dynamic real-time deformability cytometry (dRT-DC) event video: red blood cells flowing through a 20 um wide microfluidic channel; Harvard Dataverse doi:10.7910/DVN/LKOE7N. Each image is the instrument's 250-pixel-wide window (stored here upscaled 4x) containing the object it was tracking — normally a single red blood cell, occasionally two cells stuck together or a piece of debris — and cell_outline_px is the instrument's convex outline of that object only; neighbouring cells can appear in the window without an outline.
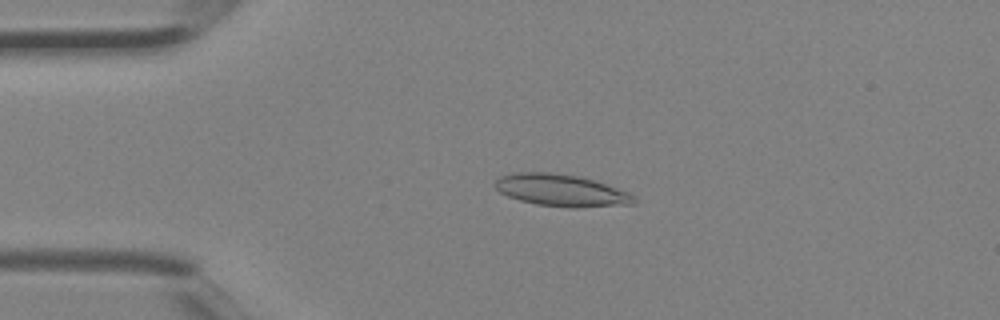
{"species": "Egyptian fruit bat (a non-hibernating species)", "species_latin": "Rousettus aegyptiacus", "temperature_condition": "room temperature", "stored_images_in_passage": 4, "camera_frame_rate_fps": 3000, "um_per_image_px": 0.085, "animal": {"sex": "female"}, "frame": {"image": 1, "passage_image": 3, "time_ms": 0.667, "image_size_px": [1000, 320], "cell_outline_px": [[636, 200], [632, 204], [576, 208], [572, 208], [536, 204], [520, 200], [508, 196], [500, 192], [496, 188], [496, 180], [500, 176], [512, 172], [552, 172], [580, 176], [628, 192]], "centroid_in_image_um": [47.67, 16.17], "position_along_channel_um": 37.3, "area_um2": 25.72}}